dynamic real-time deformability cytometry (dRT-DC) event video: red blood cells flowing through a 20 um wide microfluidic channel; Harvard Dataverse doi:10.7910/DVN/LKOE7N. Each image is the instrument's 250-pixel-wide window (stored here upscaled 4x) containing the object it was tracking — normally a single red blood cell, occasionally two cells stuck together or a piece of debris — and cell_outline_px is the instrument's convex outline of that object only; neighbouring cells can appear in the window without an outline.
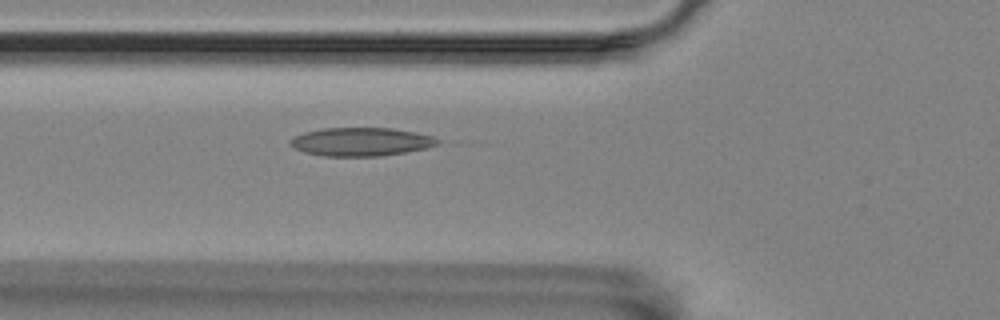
{"species": "Egyptian fruit bat (a non-hibernating species)", "species_latin": "Rousettus aegyptiacus", "temperature_condition": "room temperature", "stored_images_in_passage": 55, "camera_frame_rate_fps": 3000, "um_per_image_px": 0.085, "animal": {"sex": "female"}, "frame": {"image": 1, "passage_image": 18, "time_ms": 5.667, "image_size_px": [1000, 320], "cell_outline_px": [[440, 144], [428, 148], [380, 156], [324, 156], [304, 152], [288, 144], [288, 140], [292, 136], [304, 132], [324, 128], [392, 128], [416, 132], [432, 136], [440, 140]], "centroid_in_image_um": [30.68, 12.05], "position_along_channel_um": 95.1, "area_um2": 24.57}}
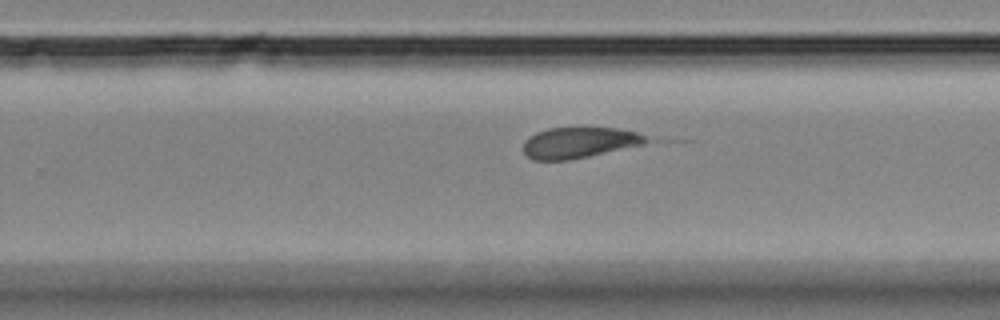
{"frame": {"image": 2, "passage_image": 34, "time_ms": 11.0, "image_size_px": [1000, 320], "cell_outline_px": [[692, 140], [568, 160], [532, 160], [524, 152], [524, 140], [528, 136], [536, 132], [548, 128], [616, 128]], "centroid_in_image_um": [50.03, 12.12], "position_along_channel_um": 279.8, "area_um2": 25.55}}
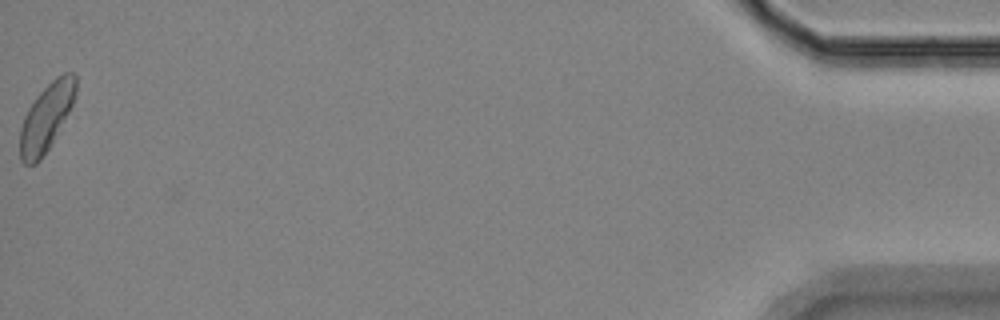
{"frame": {"image": 3, "passage_image": 55, "time_ms": 18.0, "image_size_px": [1000, 320], "cell_outline_px": [[76, 96], [68, 112], [48, 148], [40, 160], [36, 164], [24, 164], [20, 160], [20, 128], [24, 116], [28, 108], [36, 96], [56, 76], [64, 72], [72, 72], [76, 76]], "centroid_in_image_um": [3.92, 9.95], "position_along_channel_um": 431.3, "area_um2": 21.62}}